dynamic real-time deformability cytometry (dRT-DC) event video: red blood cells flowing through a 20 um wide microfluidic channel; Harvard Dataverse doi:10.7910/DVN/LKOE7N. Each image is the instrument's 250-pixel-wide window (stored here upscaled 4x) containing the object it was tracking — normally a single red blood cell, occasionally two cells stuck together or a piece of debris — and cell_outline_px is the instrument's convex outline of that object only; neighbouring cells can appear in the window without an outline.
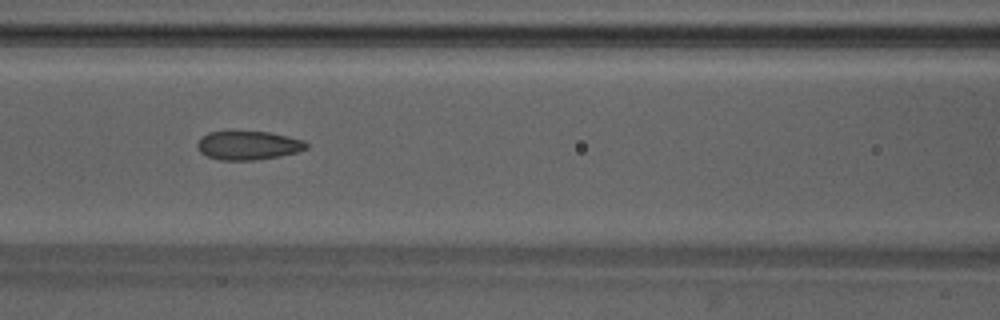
{"species": "Egyptian fruit bat (a non-hibernating species)", "species_latin": "Rousettus aegyptiacus", "temperature_condition": "warm", "stored_images_in_passage": 31, "camera_frame_rate_fps": 3000, "um_per_image_px": 0.085, "animal": {"sex": "male"}, "frame": {"image": 1, "passage_image": 10, "time_ms": 3.0, "image_size_px": [1000, 320], "cell_outline_px": [[308, 148], [296, 152], [280, 156], [252, 160], [220, 160], [208, 156], [200, 152], [196, 144], [208, 132], [268, 132], [288, 136], [304, 140], [308, 144]], "centroid_in_image_um": [21.13, 12.36], "position_along_channel_um": 145.5, "area_um2": 18.03}}
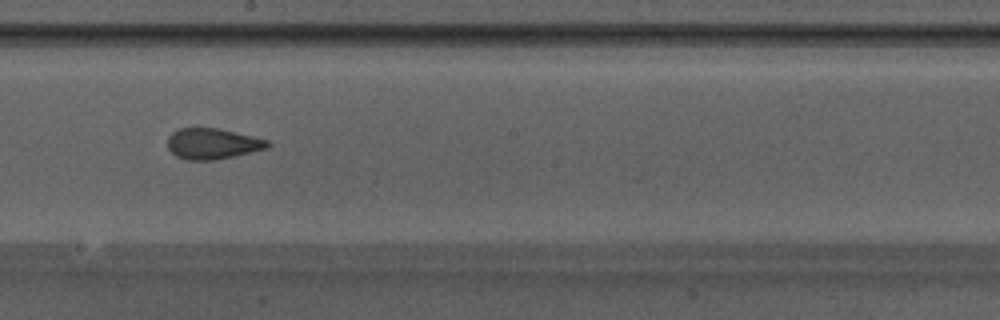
{"frame": {"image": 2, "passage_image": 16, "time_ms": 5.0, "image_size_px": [1000, 320], "cell_outline_px": [[272, 144], [268, 148], [216, 160], [188, 160], [176, 156], [168, 148], [168, 136], [172, 132], [180, 128], [216, 128], [252, 136], [268, 140]], "centroid_in_image_um": [18.06, 12.22], "position_along_channel_um": 230.1, "area_um2": 17.86}}
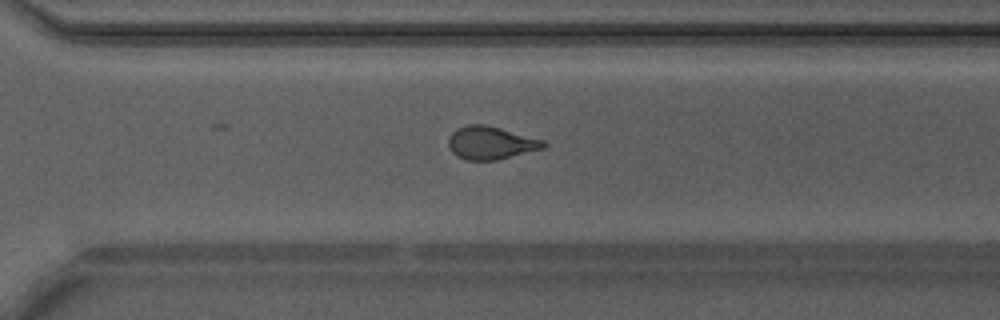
{"frame": {"image": 3, "passage_image": 23, "time_ms": 7.333, "image_size_px": [1000, 320], "cell_outline_px": [[548, 144], [544, 148], [496, 160], [464, 160], [456, 156], [448, 148], [448, 140], [452, 132], [456, 128], [468, 124], [484, 124], [500, 128], [544, 140]], "centroid_in_image_um": [41.68, 12.14], "position_along_channel_um": 328.9, "area_um2": 18.32}}